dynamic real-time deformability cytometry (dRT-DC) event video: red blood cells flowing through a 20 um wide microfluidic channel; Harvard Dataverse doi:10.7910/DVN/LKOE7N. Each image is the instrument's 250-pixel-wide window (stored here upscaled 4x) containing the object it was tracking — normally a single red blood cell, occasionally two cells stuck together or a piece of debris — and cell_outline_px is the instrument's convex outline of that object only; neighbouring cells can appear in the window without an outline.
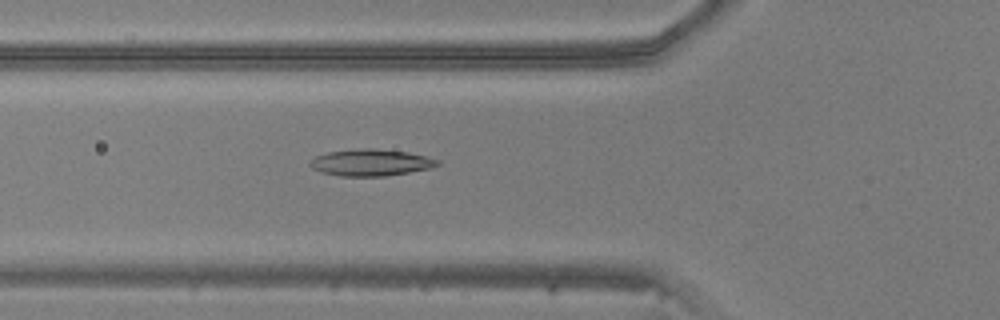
{"species": "common noctule bat (a hibernating species)", "species_latin": "Nyctalus noctula", "temperature_condition": "warm", "stored_images_in_passage": 38, "camera_frame_rate_fps": 3000, "um_per_image_px": 0.085, "animal": {"sex": "male", "body_mass_g": 20.5, "forearm_length_mm": 52.5}, "frame": {"image": 1, "passage_image": 6, "time_ms": 1.667, "image_size_px": [1000, 320], "cell_outline_px": [[440, 164], [432, 168], [384, 176], [340, 176], [320, 172], [312, 168], [308, 164], [316, 156], [328, 152], [364, 148], [372, 148], [408, 152], [440, 160]], "centroid_in_image_um": [31.52, 13.82], "position_along_channel_um": 94.3, "area_um2": 19.71}}
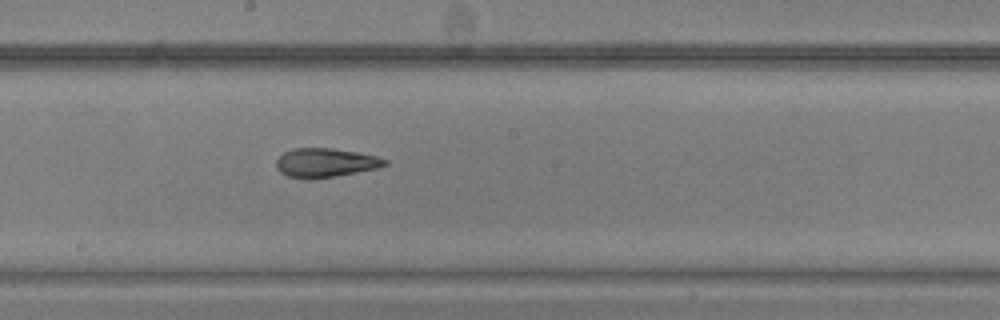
{"frame": {"image": 2, "passage_image": 15, "time_ms": 4.667, "image_size_px": [1000, 320], "cell_outline_px": [[388, 164], [376, 168], [336, 176], [308, 180], [288, 176], [280, 172], [276, 168], [276, 160], [284, 152], [292, 148], [332, 148], [356, 152], [376, 156], [388, 160]], "centroid_in_image_um": [27.62, 13.83], "position_along_channel_um": 220.6, "area_um2": 18.38}}
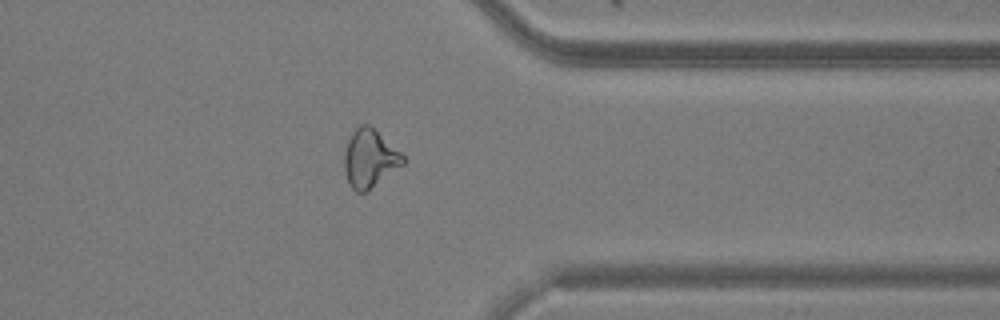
{"frame": {"image": 3, "passage_image": 27, "time_ms": 8.667, "image_size_px": [1000, 320], "cell_outline_px": [[408, 160], [404, 164], [368, 192], [356, 192], [352, 188], [344, 172], [344, 152], [348, 140], [352, 132], [360, 124], [368, 124], [400, 152]], "centroid_in_image_um": [31.43, 13.5], "position_along_channel_um": 380.0, "area_um2": 19.88}}